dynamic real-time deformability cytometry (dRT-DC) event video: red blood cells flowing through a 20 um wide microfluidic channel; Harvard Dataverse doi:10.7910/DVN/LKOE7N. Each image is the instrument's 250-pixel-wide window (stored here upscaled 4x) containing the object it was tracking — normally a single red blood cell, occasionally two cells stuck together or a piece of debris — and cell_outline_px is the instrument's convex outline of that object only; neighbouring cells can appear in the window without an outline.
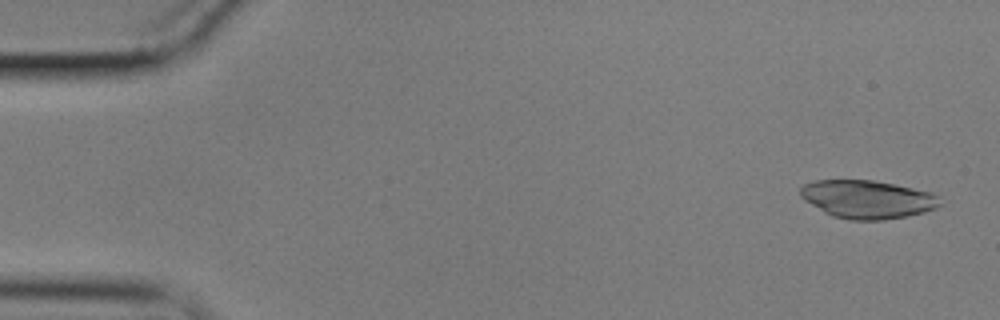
{"species": "common noctule bat (a hibernating species)", "species_latin": "Nyctalus noctula", "temperature_condition": "cold", "stored_images_in_passage": 57, "camera_frame_rate_fps": 3000, "um_per_image_px": 0.085, "animal": {"sex": "male", "body_mass_g": 17.9}, "frame": {"image": 1, "passage_image": 2, "time_ms": 0.333, "image_size_px": [1000, 320], "cell_outline_px": [[940, 204], [936, 208], [924, 212], [908, 216], [884, 220], [848, 220], [832, 216], [824, 212], [804, 200], [800, 196], [800, 188], [804, 184], [812, 180], [872, 180], [896, 184], [932, 192], [936, 196]], "centroid_in_image_um": [73.7, 16.94], "position_along_channel_um": 11.3, "area_um2": 31.21}}